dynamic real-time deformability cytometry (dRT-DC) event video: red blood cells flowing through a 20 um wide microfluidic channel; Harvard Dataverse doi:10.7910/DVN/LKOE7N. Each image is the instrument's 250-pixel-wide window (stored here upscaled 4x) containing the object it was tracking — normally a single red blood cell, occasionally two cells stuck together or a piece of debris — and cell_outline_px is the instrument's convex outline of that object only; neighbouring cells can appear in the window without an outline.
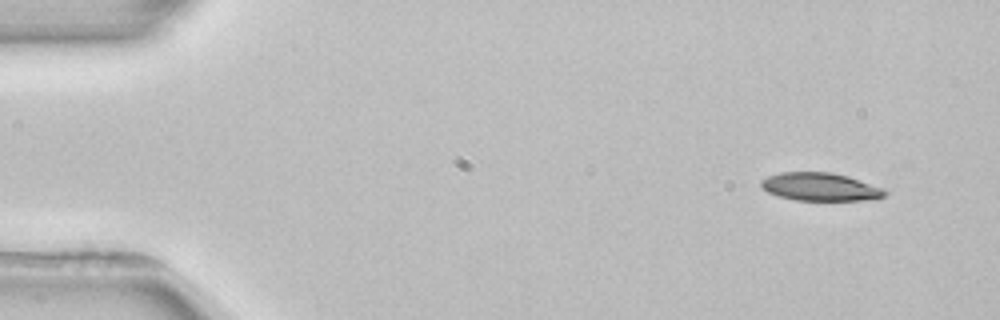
{"species": "common noctule bat (a hibernating species)", "species_latin": "Nyctalus noctula", "temperature_condition": "room temperature", "stored_images_in_passage": 4, "camera_frame_rate_fps": 3000, "um_per_image_px": 0.085, "animal": {"sex": "female", "body_mass_g": 22.7, "forearm_length_mm": 54.2}, "frame": {"image": 1, "passage_image": 1, "time_ms": 0.0, "image_size_px": [1000, 320], "cell_outline_px": [[888, 192], [880, 200], [796, 200], [780, 196], [768, 192], [760, 184], [760, 180], [768, 176], [780, 172], [832, 172], [848, 176], [884, 188]], "centroid_in_image_um": [69.78, 15.88], "position_along_channel_um": 15.2, "area_um2": 20.35}}
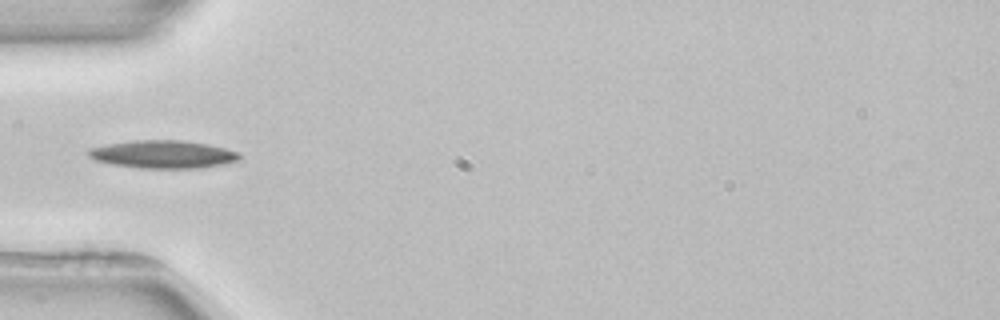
{"frame": {"image": 2, "passage_image": 4, "time_ms": 4.333, "image_size_px": [1000, 320], "cell_outline_px": [[240, 160], [224, 164], [200, 168], [140, 168], [112, 164], [96, 160], [88, 156], [84, 152], [88, 148], [108, 144], [136, 140], [180, 140], [208, 144], [240, 152]], "centroid_in_image_um": [13.85, 13.12], "position_along_channel_um": 71.2, "area_um2": 24.62}}